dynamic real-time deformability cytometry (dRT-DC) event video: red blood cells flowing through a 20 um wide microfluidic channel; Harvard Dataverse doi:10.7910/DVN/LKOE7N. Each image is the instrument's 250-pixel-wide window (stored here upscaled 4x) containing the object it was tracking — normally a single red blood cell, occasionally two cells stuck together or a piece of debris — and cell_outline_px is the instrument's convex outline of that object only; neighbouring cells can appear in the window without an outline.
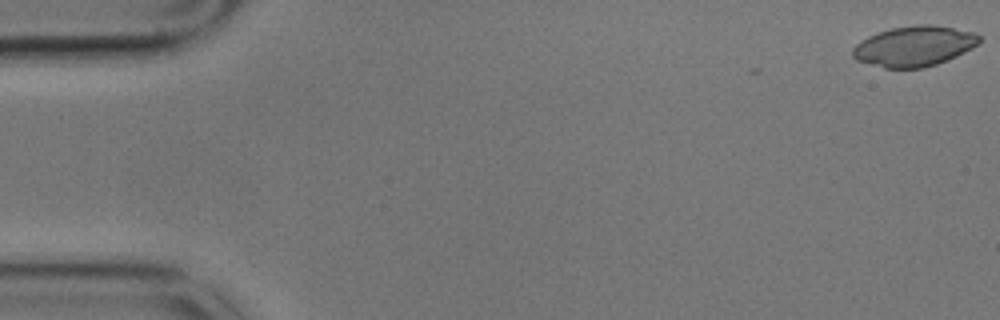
{"species": "common noctule bat (a hibernating species)", "species_latin": "Nyctalus noctula", "temperature_condition": "cold", "stored_images_in_passage": 7, "camera_frame_rate_fps": 3000, "um_per_image_px": 0.085, "animal": {"sex": "male", "body_mass_g": 17.9}, "frame": {"image": 1, "passage_image": 1, "time_ms": 0.0, "image_size_px": [1000, 320], "cell_outline_px": [[980, 40], [972, 48], [956, 56], [936, 64], [924, 68], [884, 68], [856, 60], [852, 56], [852, 48], [860, 40], [876, 32], [892, 28], [916, 24], [932, 24], [976, 32], [980, 36]], "centroid_in_image_um": [77.68, 3.91], "position_along_channel_um": 7.3, "area_um2": 29.88}}